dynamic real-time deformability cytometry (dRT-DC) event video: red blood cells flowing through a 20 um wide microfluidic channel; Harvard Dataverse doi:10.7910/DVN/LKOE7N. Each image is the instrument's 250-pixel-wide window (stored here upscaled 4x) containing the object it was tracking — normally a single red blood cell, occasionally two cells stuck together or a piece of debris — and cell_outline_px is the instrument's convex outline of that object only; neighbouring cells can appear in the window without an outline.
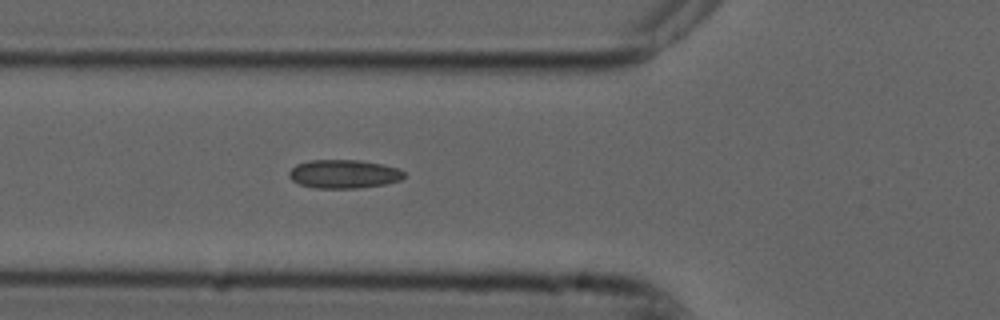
{"species": "common noctule bat (a hibernating species)", "species_latin": "Nyctalus noctula", "temperature_condition": "cold", "stored_images_in_passage": 40, "camera_frame_rate_fps": 3000, "um_per_image_px": 0.085, "animal": {"sex": "male", "forearm_length_mm": 52.5}, "frame": {"image": 1, "passage_image": 8, "time_ms": 2.333, "image_size_px": [1000, 320], "cell_outline_px": [[404, 176], [400, 180], [384, 184], [360, 188], [312, 188], [300, 184], [292, 180], [288, 176], [288, 172], [296, 164], [308, 160], [360, 160], [384, 164], [396, 168], [404, 172]], "centroid_in_image_um": [29.19, 14.78], "position_along_channel_um": 96.6, "area_um2": 19.25}}
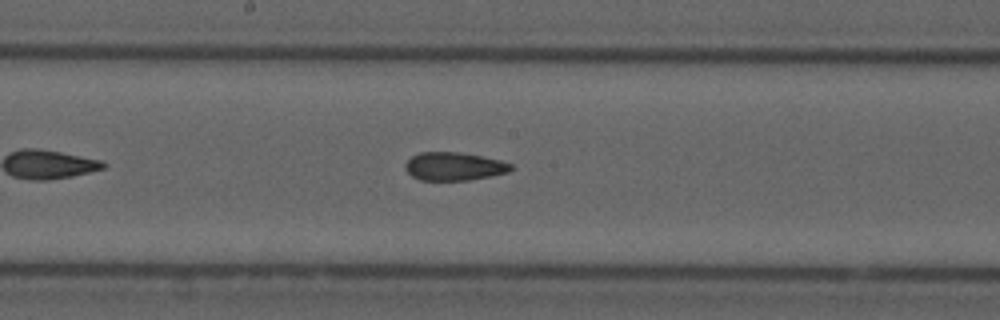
{"frame": {"image": 2, "passage_image": 17, "time_ms": 5.333, "image_size_px": [1000, 320], "cell_outline_px": [[512, 168], [508, 172], [492, 176], [468, 180], [420, 180], [412, 176], [404, 168], [404, 164], [412, 156], [420, 152], [456, 152], [484, 156], [500, 160], [512, 164]], "centroid_in_image_um": [38.59, 14.14], "position_along_channel_um": 209.6, "area_um2": 17.4}}
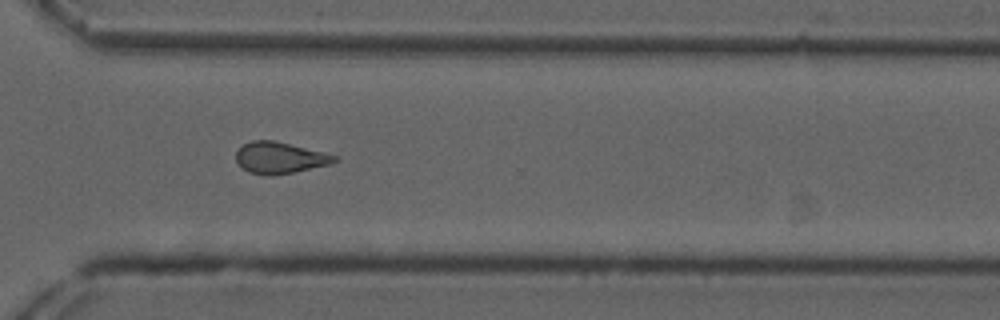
{"frame": {"image": 3, "passage_image": 28, "time_ms": 9.0, "image_size_px": [1000, 320], "cell_outline_px": [[340, 160], [332, 164], [272, 176], [264, 176], [248, 172], [236, 160], [236, 152], [244, 144], [252, 140], [272, 140], [324, 152], [336, 156]], "centroid_in_image_um": [23.8, 13.42], "position_along_channel_um": 346.8, "area_um2": 17.98}, "authors_computed_cell_mechanics": {"area_um2": 18.0336, "velocity_mm_per_s": 3.7549, "shape_relaxation_time_tau1_ms": null, "shape_relaxation_time_tau2_ms": 3.6145, "deformation_change_tau1": null, "deformation_change_tau2": 0.0999}}